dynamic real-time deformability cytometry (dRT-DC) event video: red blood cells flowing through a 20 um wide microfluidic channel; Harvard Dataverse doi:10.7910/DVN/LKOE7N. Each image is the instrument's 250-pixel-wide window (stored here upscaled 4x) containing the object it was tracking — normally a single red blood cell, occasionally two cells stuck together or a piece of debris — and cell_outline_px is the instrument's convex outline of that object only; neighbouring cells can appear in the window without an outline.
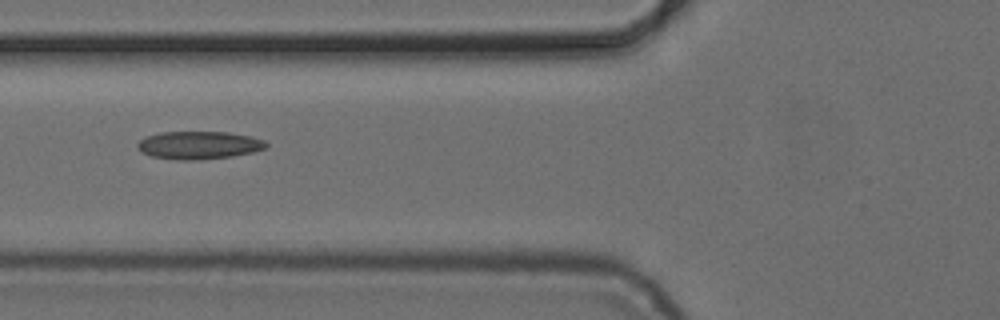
{"species": "common noctule bat (a hibernating species)", "species_latin": "Nyctalus noctula", "temperature_condition": "cold", "stored_images_in_passage": 3, "camera_frame_rate_fps": 3000, "um_per_image_px": 0.085, "animal": {"sex": "female", "body_mass_g": 24.6, "forearm_length_mm": 56.2}, "frame": {"image": 1, "passage_image": 3, "time_ms": 2.667, "image_size_px": [1000, 320], "cell_outline_px": [[268, 148], [252, 152], [232, 156], [200, 160], [180, 160], [152, 156], [140, 152], [136, 148], [136, 144], [144, 136], [160, 132], [228, 132], [252, 136], [264, 140], [268, 144]], "centroid_in_image_um": [16.89, 12.33], "position_along_channel_um": 108.9, "area_um2": 21.15}}